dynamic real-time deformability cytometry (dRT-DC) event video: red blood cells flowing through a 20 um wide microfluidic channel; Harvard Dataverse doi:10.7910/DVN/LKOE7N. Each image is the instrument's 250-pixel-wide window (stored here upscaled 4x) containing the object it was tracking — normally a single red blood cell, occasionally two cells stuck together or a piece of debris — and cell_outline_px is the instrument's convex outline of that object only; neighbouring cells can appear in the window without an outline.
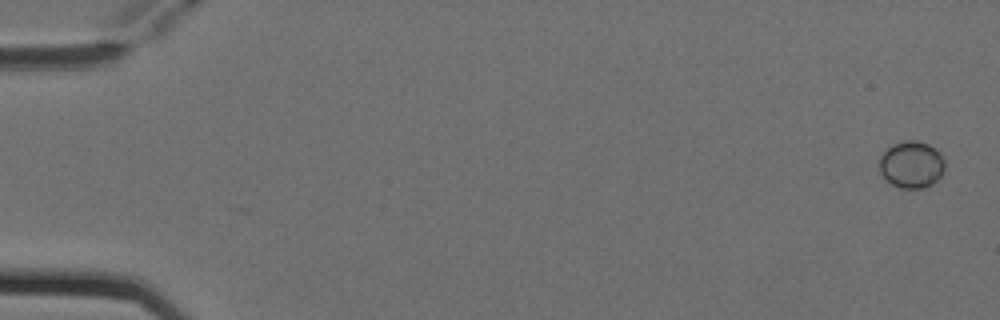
{"species": "Egyptian fruit bat (a non-hibernating species)", "species_latin": "Rousettus aegyptiacus", "temperature_condition": "cold", "stored_images_in_passage": 4, "camera_frame_rate_fps": 3000, "um_per_image_px": 0.085, "animal": {"sex": "female"}, "frame": {"image": 1, "passage_image": 1, "time_ms": 0.0, "image_size_px": [1000, 320], "cell_outline_px": [[944, 172], [932, 184], [924, 188], [900, 188], [892, 184], [880, 172], [880, 156], [892, 144], [904, 140], [916, 140], [928, 144], [936, 148], [944, 160]], "centroid_in_image_um": [77.49, 13.97], "position_along_channel_um": 7.5, "area_um2": 17.86}}
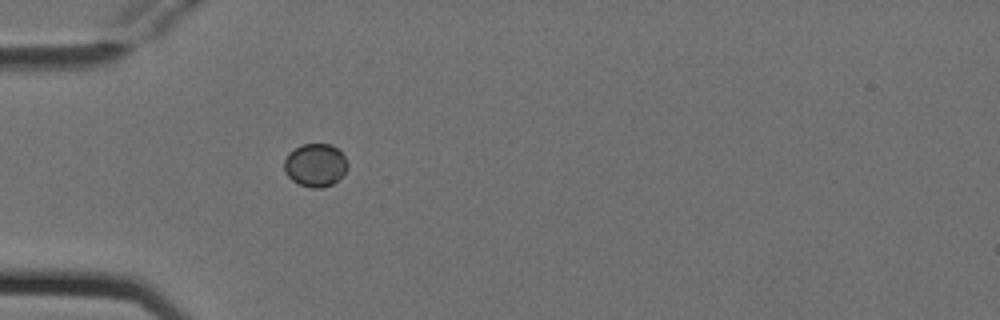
{"frame": {"image": 2, "passage_image": 4, "time_ms": 1.0, "image_size_px": [1000, 320], "cell_outline_px": [[348, 168], [332, 184], [320, 188], [312, 188], [300, 184], [292, 180], [288, 176], [284, 168], [284, 160], [288, 152], [304, 144], [332, 144], [344, 156], [348, 164]], "centroid_in_image_um": [26.79, 14.02], "position_along_channel_um": 58.2, "area_um2": 15.72}}